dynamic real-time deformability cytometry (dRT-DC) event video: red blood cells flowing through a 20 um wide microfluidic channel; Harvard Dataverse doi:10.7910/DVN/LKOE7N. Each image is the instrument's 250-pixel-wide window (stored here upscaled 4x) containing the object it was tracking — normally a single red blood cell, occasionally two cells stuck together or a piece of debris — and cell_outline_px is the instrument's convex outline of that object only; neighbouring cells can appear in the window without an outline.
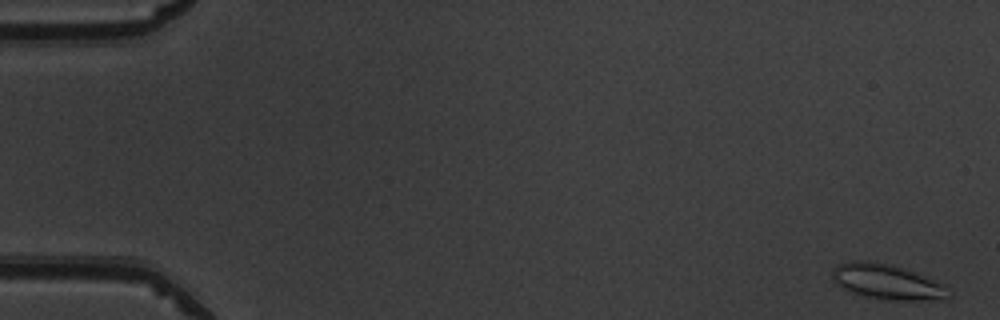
{"species": "common noctule bat (a hibernating species)", "species_latin": "Nyctalus noctula", "temperature_condition": "warm", "stored_images_in_passage": 52, "camera_frame_rate_fps": 3000, "um_per_image_px": 0.085, "animal": {"sex": "male", "body_mass_g": 19.5, "forearm_length_mm": 54.6}, "frame": {"image": 1, "passage_image": 2, "time_ms": 0.333, "image_size_px": [1000, 320], "cell_outline_px": [[944, 300], [888, 300], [864, 296], [848, 292], [840, 288], [832, 280], [832, 272], [836, 264], [852, 260], [864, 260], [892, 264], [924, 276], [944, 284]], "centroid_in_image_um": [75.26, 23.94], "position_along_channel_um": 9.7, "area_um2": 23.76}}
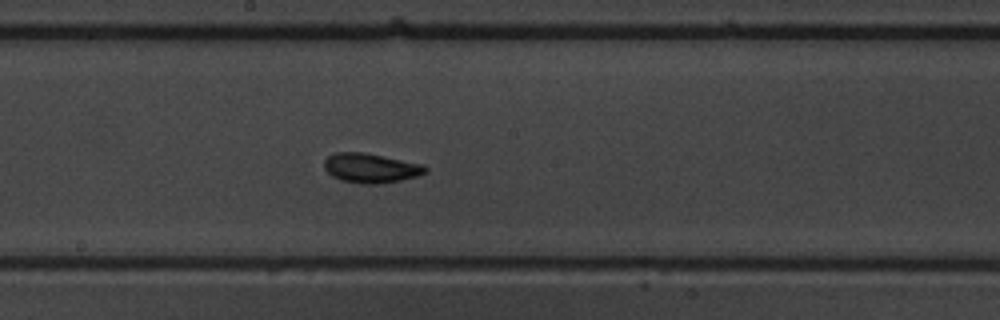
{"frame": {"image": 2, "passage_image": 29, "time_ms": 9.333, "image_size_px": [1000, 320], "cell_outline_px": [[428, 172], [416, 176], [400, 180], [380, 184], [360, 184], [340, 180], [332, 176], [324, 168], [324, 160], [328, 156], [336, 152], [364, 152], [424, 164], [428, 168]], "centroid_in_image_um": [31.52, 14.28], "position_along_channel_um": 216.7, "area_um2": 17.57}}
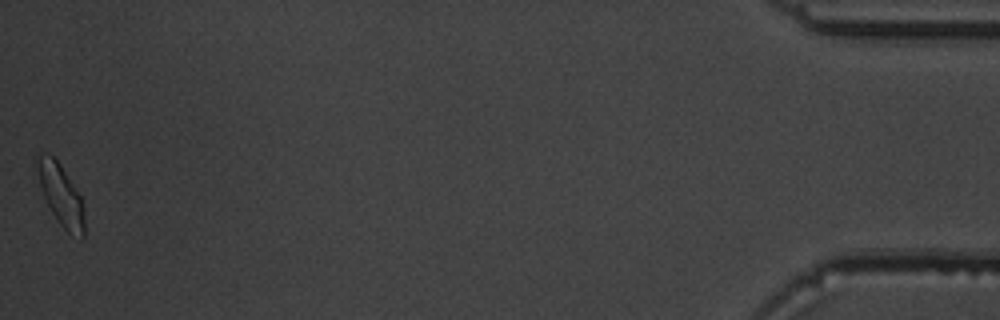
{"frame": {"image": 3, "passage_image": 52, "time_ms": 17.0, "image_size_px": [1000, 320], "cell_outline_px": [[84, 236], [80, 240], [72, 236], [56, 220], [44, 196], [32, 164], [32, 160], [36, 156], [48, 152], [60, 164], [80, 196], [84, 208]], "centroid_in_image_um": [5.12, 16.53], "position_along_channel_um": 430.1, "area_um2": 17.17}, "authors_computed_cell_mechanics": {"area_um2": 16.9932, "velocity_mm_per_s": 3.9762, "shape_relaxation_time_tau1_ms": 5.4715, "shape_relaxation_time_tau2_ms": 2.7992, "deformation_change_tau1": 0.1549, "deformation_change_tau2": 0.0729}}